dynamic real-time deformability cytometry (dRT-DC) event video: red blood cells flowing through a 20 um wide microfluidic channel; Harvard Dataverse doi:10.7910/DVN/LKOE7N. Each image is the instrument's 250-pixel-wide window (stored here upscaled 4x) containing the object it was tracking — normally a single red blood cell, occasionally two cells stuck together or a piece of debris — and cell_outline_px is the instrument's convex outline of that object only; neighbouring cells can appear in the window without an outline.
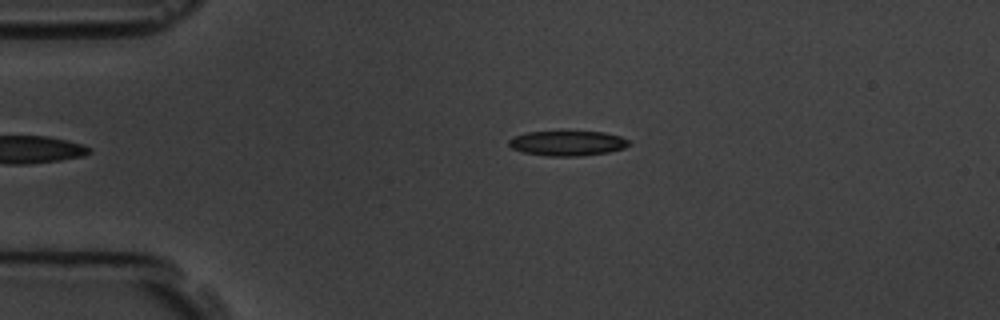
{"species": "common noctule bat (a hibernating species)", "species_latin": "Nyctalus noctula", "temperature_condition": "room temperature", "stored_images_in_passage": 5, "camera_frame_rate_fps": 3000, "um_per_image_px": 0.085, "animal": {"sex": "male", "body_mass_g": 19.5, "forearm_length_mm": 54.6}, "frame": {"image": 1, "passage_image": 5, "time_ms": 4.667, "image_size_px": [1000, 320], "cell_outline_px": [[632, 144], [624, 148], [608, 152], [576, 156], [548, 156], [524, 152], [512, 148], [508, 144], [508, 140], [516, 136], [528, 132], [604, 132], [620, 136], [628, 140]], "centroid_in_image_um": [48.26, 12.18], "position_along_channel_um": 36.7, "area_um2": 17.22}}